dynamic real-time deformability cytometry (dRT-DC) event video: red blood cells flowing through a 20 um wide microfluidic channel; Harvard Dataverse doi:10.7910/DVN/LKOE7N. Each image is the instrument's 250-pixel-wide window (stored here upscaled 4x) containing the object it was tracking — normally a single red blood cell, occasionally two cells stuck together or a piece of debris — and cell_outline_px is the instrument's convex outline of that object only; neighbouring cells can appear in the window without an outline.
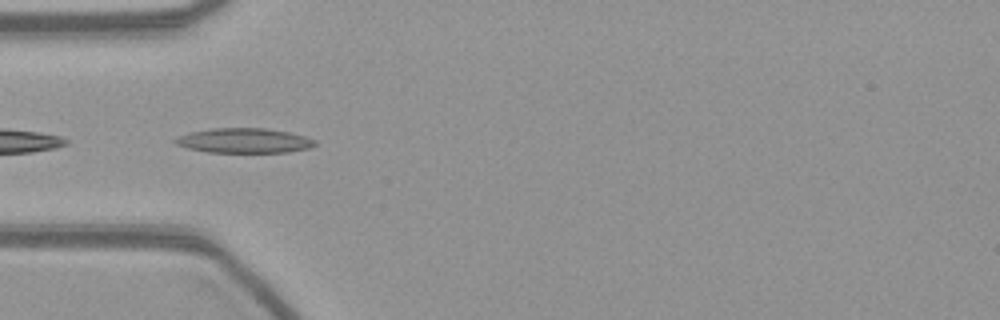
{"species": "common noctule bat (a hibernating species)", "species_latin": "Nyctalus noctula", "temperature_condition": "warm", "stored_images_in_passage": 7, "camera_frame_rate_fps": 3000, "um_per_image_px": 0.085, "animal": {"sex": "female", "body_mass_g": 21.9}, "frame": {"image": 1, "passage_image": 1, "time_ms": 0.0, "image_size_px": [1000, 320], "cell_outline_px": [[316, 144], [308, 148], [288, 152], [208, 152], [188, 148], [176, 144], [172, 140], [176, 136], [188, 132], [212, 128], [268, 128], [288, 132], [304, 136], [316, 140]], "centroid_in_image_um": [20.7, 11.94], "position_along_channel_um": 64.3, "area_um2": 20.23}}